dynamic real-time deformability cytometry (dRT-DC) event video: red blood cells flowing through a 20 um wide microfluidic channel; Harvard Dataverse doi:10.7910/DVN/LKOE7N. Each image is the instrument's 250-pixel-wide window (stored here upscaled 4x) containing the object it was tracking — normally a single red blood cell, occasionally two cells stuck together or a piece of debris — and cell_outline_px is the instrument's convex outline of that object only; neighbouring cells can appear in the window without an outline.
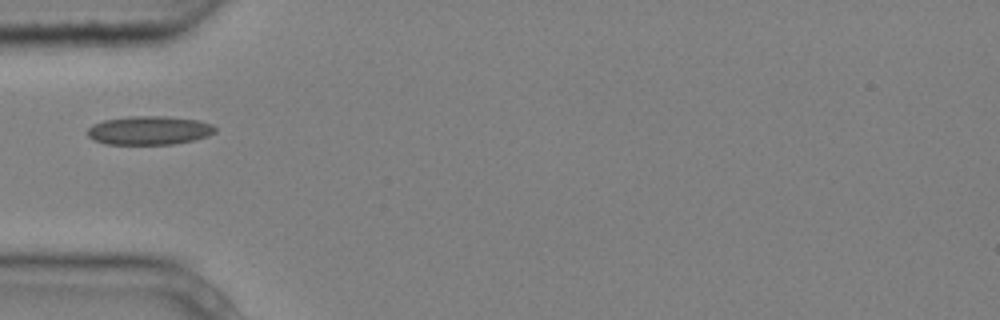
{"species": "common noctule bat (a hibernating species)", "species_latin": "Nyctalus noctula", "temperature_condition": "cold", "stored_images_in_passage": 3, "camera_frame_rate_fps": 3000, "um_per_image_px": 0.085, "animal": {"sex": "male", "body_mass_g": 20.4}, "frame": {"image": 1, "passage_image": 1, "time_ms": 0.0, "image_size_px": [1000, 320], "cell_outline_px": [[216, 132], [208, 136], [192, 140], [172, 144], [104, 144], [92, 140], [88, 136], [88, 128], [92, 124], [104, 120], [128, 116], [168, 116], [196, 120], [212, 124], [216, 128]], "centroid_in_image_um": [12.66, 11.08], "position_along_channel_um": 72.3, "area_um2": 21.44}}
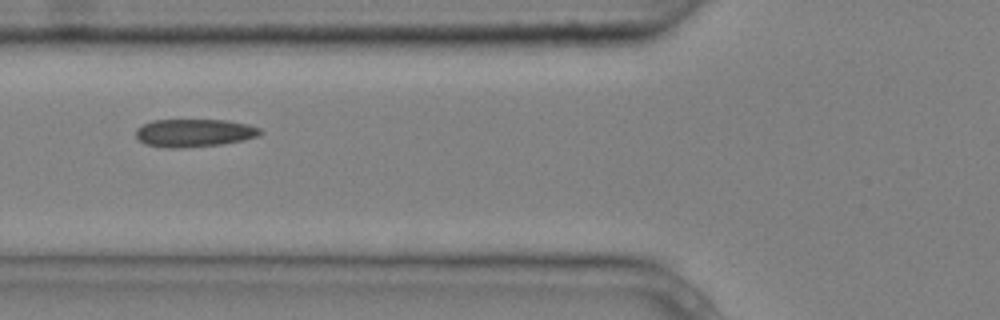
{"frame": {"image": 2, "passage_image": 2, "time_ms": 0.333, "image_size_px": [1000, 320], "cell_outline_px": [[264, 132], [260, 136], [244, 140], [224, 144], [184, 148], [168, 148], [144, 144], [136, 136], [136, 128], [152, 120], [228, 120], [248, 124], [260, 128]], "centroid_in_image_um": [16.55, 11.3], "position_along_channel_um": 109.3, "area_um2": 20.52}}